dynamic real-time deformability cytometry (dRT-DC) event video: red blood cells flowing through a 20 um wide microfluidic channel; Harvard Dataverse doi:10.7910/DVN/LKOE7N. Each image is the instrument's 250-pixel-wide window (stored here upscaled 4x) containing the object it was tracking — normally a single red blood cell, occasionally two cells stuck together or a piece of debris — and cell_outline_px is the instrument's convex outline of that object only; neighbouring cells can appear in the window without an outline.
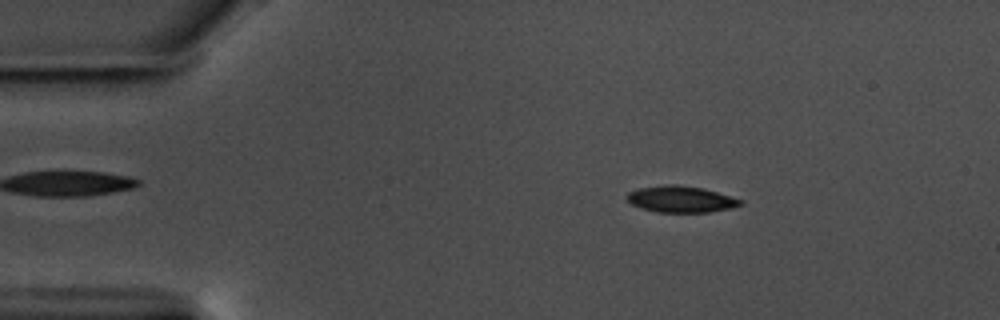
{"species": "common noctule bat (a hibernating species)", "species_latin": "Nyctalus noctula", "temperature_condition": "warm", "stored_images_in_passage": 52, "camera_frame_rate_fps": 3000, "um_per_image_px": 0.085, "animal": {"sex": "male", "body_mass_g": 17.5, "forearm_length_mm": 52.3}, "frame": {"image": 1, "passage_image": 4, "time_ms": 1.0, "image_size_px": [1000, 320], "cell_outline_px": [[744, 204], [732, 208], [708, 212], [656, 212], [632, 204], [624, 196], [628, 192], [640, 188], [672, 184], [676, 184], [704, 188], [744, 200]], "centroid_in_image_um": [57.92, 16.93], "position_along_channel_um": 27.1, "area_um2": 17.46}}
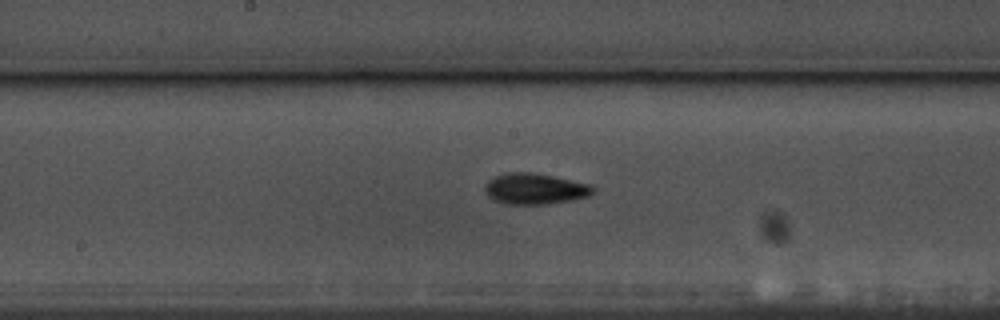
{"frame": {"image": 2, "passage_image": 24, "time_ms": 7.667, "image_size_px": [1000, 320], "cell_outline_px": [[596, 192], [588, 196], [572, 200], [548, 204], [508, 204], [496, 200], [488, 196], [484, 188], [488, 180], [496, 176], [508, 172], [536, 172], [588, 184], [596, 188]], "centroid_in_image_um": [45.49, 16.04], "position_along_channel_um": 202.7, "area_um2": 19.48}}
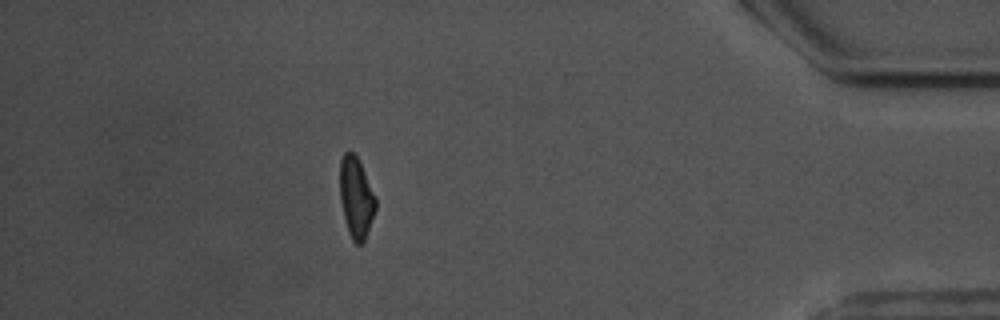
{"frame": {"image": 3, "passage_image": 45, "time_ms": 14.667, "image_size_px": [1000, 320], "cell_outline_px": [[376, 208], [364, 240], [360, 244], [356, 244], [352, 240], [348, 232], [340, 200], [340, 160], [344, 152], [348, 148], [356, 156], [376, 196]], "centroid_in_image_um": [30.26, 16.77], "position_along_channel_um": 404.9, "area_um2": 16.7}, "authors_computed_cell_mechanics": {"area_um2": 17.6001, "velocity_mm_per_s": 3.57, "shape_relaxation_time_tau1_ms": 3.5096, "shape_relaxation_time_tau2_ms": 5.9186, "deformation_change_tau1": 0.1435, "deformation_change_tau2": 0.1225}}